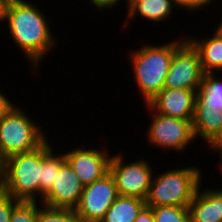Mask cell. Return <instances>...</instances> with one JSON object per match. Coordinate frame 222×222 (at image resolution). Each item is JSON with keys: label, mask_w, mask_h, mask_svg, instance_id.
<instances>
[{"label": "cell", "mask_w": 222, "mask_h": 222, "mask_svg": "<svg viewBox=\"0 0 222 222\" xmlns=\"http://www.w3.org/2000/svg\"><path fill=\"white\" fill-rule=\"evenodd\" d=\"M98 149L80 148L65 151V160L78 176L81 183L86 186L102 178L109 172L111 155L108 147ZM100 148V149H99Z\"/></svg>", "instance_id": "cell-10"}, {"label": "cell", "mask_w": 222, "mask_h": 222, "mask_svg": "<svg viewBox=\"0 0 222 222\" xmlns=\"http://www.w3.org/2000/svg\"><path fill=\"white\" fill-rule=\"evenodd\" d=\"M174 7L184 10L177 0H129L127 17L125 22L123 21L122 29L125 27L129 29L128 27L131 26L129 22L134 20L137 15L144 20L146 19L147 22L153 21L158 24L162 21L165 22L174 13Z\"/></svg>", "instance_id": "cell-15"}, {"label": "cell", "mask_w": 222, "mask_h": 222, "mask_svg": "<svg viewBox=\"0 0 222 222\" xmlns=\"http://www.w3.org/2000/svg\"><path fill=\"white\" fill-rule=\"evenodd\" d=\"M52 146L47 139L37 149L14 154L1 162L7 195L19 201H40L41 160L54 148Z\"/></svg>", "instance_id": "cell-3"}, {"label": "cell", "mask_w": 222, "mask_h": 222, "mask_svg": "<svg viewBox=\"0 0 222 222\" xmlns=\"http://www.w3.org/2000/svg\"><path fill=\"white\" fill-rule=\"evenodd\" d=\"M7 27L13 43L31 64L33 73H37L39 64L47 58L49 52L57 46L50 23L38 8L28 0H11L5 15Z\"/></svg>", "instance_id": "cell-1"}, {"label": "cell", "mask_w": 222, "mask_h": 222, "mask_svg": "<svg viewBox=\"0 0 222 222\" xmlns=\"http://www.w3.org/2000/svg\"><path fill=\"white\" fill-rule=\"evenodd\" d=\"M53 148L42 160H41V177L40 183V202L43 199L44 194L51 188L52 183L55 181L56 175L60 172L61 166L66 162L65 154L58 155Z\"/></svg>", "instance_id": "cell-19"}, {"label": "cell", "mask_w": 222, "mask_h": 222, "mask_svg": "<svg viewBox=\"0 0 222 222\" xmlns=\"http://www.w3.org/2000/svg\"><path fill=\"white\" fill-rule=\"evenodd\" d=\"M187 40L175 38L173 42L169 41L162 45H143L137 50L132 49L128 55L132 61L134 81L138 85V90L143 96L144 104L153 99L164 87L166 75L174 52Z\"/></svg>", "instance_id": "cell-2"}, {"label": "cell", "mask_w": 222, "mask_h": 222, "mask_svg": "<svg viewBox=\"0 0 222 222\" xmlns=\"http://www.w3.org/2000/svg\"><path fill=\"white\" fill-rule=\"evenodd\" d=\"M204 74L198 51L186 40L174 52L163 88L197 90Z\"/></svg>", "instance_id": "cell-9"}, {"label": "cell", "mask_w": 222, "mask_h": 222, "mask_svg": "<svg viewBox=\"0 0 222 222\" xmlns=\"http://www.w3.org/2000/svg\"><path fill=\"white\" fill-rule=\"evenodd\" d=\"M199 187L190 202L188 209L191 222H222V188ZM203 189V190H200Z\"/></svg>", "instance_id": "cell-14"}, {"label": "cell", "mask_w": 222, "mask_h": 222, "mask_svg": "<svg viewBox=\"0 0 222 222\" xmlns=\"http://www.w3.org/2000/svg\"><path fill=\"white\" fill-rule=\"evenodd\" d=\"M38 205L41 202L19 201L12 210L10 222H37Z\"/></svg>", "instance_id": "cell-22"}, {"label": "cell", "mask_w": 222, "mask_h": 222, "mask_svg": "<svg viewBox=\"0 0 222 222\" xmlns=\"http://www.w3.org/2000/svg\"><path fill=\"white\" fill-rule=\"evenodd\" d=\"M37 222H81L75 209L53 208L43 204L38 208Z\"/></svg>", "instance_id": "cell-20"}, {"label": "cell", "mask_w": 222, "mask_h": 222, "mask_svg": "<svg viewBox=\"0 0 222 222\" xmlns=\"http://www.w3.org/2000/svg\"><path fill=\"white\" fill-rule=\"evenodd\" d=\"M220 22L221 23L218 24V26L216 27V30L214 31V35L222 40V19Z\"/></svg>", "instance_id": "cell-29"}, {"label": "cell", "mask_w": 222, "mask_h": 222, "mask_svg": "<svg viewBox=\"0 0 222 222\" xmlns=\"http://www.w3.org/2000/svg\"><path fill=\"white\" fill-rule=\"evenodd\" d=\"M6 193L5 187L3 185L2 176L0 174V198Z\"/></svg>", "instance_id": "cell-30"}, {"label": "cell", "mask_w": 222, "mask_h": 222, "mask_svg": "<svg viewBox=\"0 0 222 222\" xmlns=\"http://www.w3.org/2000/svg\"><path fill=\"white\" fill-rule=\"evenodd\" d=\"M217 73H205L197 89L196 100L206 109L222 110V79L216 76Z\"/></svg>", "instance_id": "cell-18"}, {"label": "cell", "mask_w": 222, "mask_h": 222, "mask_svg": "<svg viewBox=\"0 0 222 222\" xmlns=\"http://www.w3.org/2000/svg\"><path fill=\"white\" fill-rule=\"evenodd\" d=\"M134 222H154L152 207L145 205L138 213Z\"/></svg>", "instance_id": "cell-27"}, {"label": "cell", "mask_w": 222, "mask_h": 222, "mask_svg": "<svg viewBox=\"0 0 222 222\" xmlns=\"http://www.w3.org/2000/svg\"><path fill=\"white\" fill-rule=\"evenodd\" d=\"M10 0H0V22L5 21V15Z\"/></svg>", "instance_id": "cell-28"}, {"label": "cell", "mask_w": 222, "mask_h": 222, "mask_svg": "<svg viewBox=\"0 0 222 222\" xmlns=\"http://www.w3.org/2000/svg\"><path fill=\"white\" fill-rule=\"evenodd\" d=\"M192 128L195 139L200 136L208 149L222 151V110H208L196 100Z\"/></svg>", "instance_id": "cell-13"}, {"label": "cell", "mask_w": 222, "mask_h": 222, "mask_svg": "<svg viewBox=\"0 0 222 222\" xmlns=\"http://www.w3.org/2000/svg\"><path fill=\"white\" fill-rule=\"evenodd\" d=\"M220 155H219V158H221L220 159V162L218 163L219 165H218V168H219V170L220 171H218V172H220L221 173V175H222V151L219 153Z\"/></svg>", "instance_id": "cell-31"}, {"label": "cell", "mask_w": 222, "mask_h": 222, "mask_svg": "<svg viewBox=\"0 0 222 222\" xmlns=\"http://www.w3.org/2000/svg\"><path fill=\"white\" fill-rule=\"evenodd\" d=\"M90 1L89 4H91L92 6H94V8L96 7V10H112L113 7H116V5H118V3L121 1V0H88ZM126 4H127V9H128V6H129V0H125ZM112 8V9H111Z\"/></svg>", "instance_id": "cell-25"}, {"label": "cell", "mask_w": 222, "mask_h": 222, "mask_svg": "<svg viewBox=\"0 0 222 222\" xmlns=\"http://www.w3.org/2000/svg\"><path fill=\"white\" fill-rule=\"evenodd\" d=\"M13 101L9 100L8 96L2 93L0 90V120L15 106L12 103Z\"/></svg>", "instance_id": "cell-26"}, {"label": "cell", "mask_w": 222, "mask_h": 222, "mask_svg": "<svg viewBox=\"0 0 222 222\" xmlns=\"http://www.w3.org/2000/svg\"><path fill=\"white\" fill-rule=\"evenodd\" d=\"M183 8H185L188 12H195L202 8H207L212 2L216 0H177ZM206 6V7H205Z\"/></svg>", "instance_id": "cell-24"}, {"label": "cell", "mask_w": 222, "mask_h": 222, "mask_svg": "<svg viewBox=\"0 0 222 222\" xmlns=\"http://www.w3.org/2000/svg\"><path fill=\"white\" fill-rule=\"evenodd\" d=\"M159 173L153 175L146 205L188 207L203 178L200 169L193 165Z\"/></svg>", "instance_id": "cell-4"}, {"label": "cell", "mask_w": 222, "mask_h": 222, "mask_svg": "<svg viewBox=\"0 0 222 222\" xmlns=\"http://www.w3.org/2000/svg\"><path fill=\"white\" fill-rule=\"evenodd\" d=\"M122 153L112 155L109 171L113 175L118 195L146 200L155 172L149 162L134 160L125 163Z\"/></svg>", "instance_id": "cell-7"}, {"label": "cell", "mask_w": 222, "mask_h": 222, "mask_svg": "<svg viewBox=\"0 0 222 222\" xmlns=\"http://www.w3.org/2000/svg\"><path fill=\"white\" fill-rule=\"evenodd\" d=\"M14 106L0 120V161L18 153L30 152L40 147L47 134L33 118Z\"/></svg>", "instance_id": "cell-5"}, {"label": "cell", "mask_w": 222, "mask_h": 222, "mask_svg": "<svg viewBox=\"0 0 222 222\" xmlns=\"http://www.w3.org/2000/svg\"><path fill=\"white\" fill-rule=\"evenodd\" d=\"M152 212L154 222H191L188 207L156 206Z\"/></svg>", "instance_id": "cell-21"}, {"label": "cell", "mask_w": 222, "mask_h": 222, "mask_svg": "<svg viewBox=\"0 0 222 222\" xmlns=\"http://www.w3.org/2000/svg\"><path fill=\"white\" fill-rule=\"evenodd\" d=\"M148 113L153 116L147 129V140L153 146L167 151L184 152L188 146L194 143L195 136L192 128V120H184L154 112L145 104Z\"/></svg>", "instance_id": "cell-6"}, {"label": "cell", "mask_w": 222, "mask_h": 222, "mask_svg": "<svg viewBox=\"0 0 222 222\" xmlns=\"http://www.w3.org/2000/svg\"><path fill=\"white\" fill-rule=\"evenodd\" d=\"M83 189L84 185L65 162L51 188L44 194L41 204L53 208L75 209L80 202Z\"/></svg>", "instance_id": "cell-11"}, {"label": "cell", "mask_w": 222, "mask_h": 222, "mask_svg": "<svg viewBox=\"0 0 222 222\" xmlns=\"http://www.w3.org/2000/svg\"><path fill=\"white\" fill-rule=\"evenodd\" d=\"M197 38L188 35L187 40L193 45L200 55L204 73L222 72V40L214 34L211 37ZM195 37V38H194Z\"/></svg>", "instance_id": "cell-16"}, {"label": "cell", "mask_w": 222, "mask_h": 222, "mask_svg": "<svg viewBox=\"0 0 222 222\" xmlns=\"http://www.w3.org/2000/svg\"><path fill=\"white\" fill-rule=\"evenodd\" d=\"M197 90L163 88L147 105L156 113L193 120Z\"/></svg>", "instance_id": "cell-12"}, {"label": "cell", "mask_w": 222, "mask_h": 222, "mask_svg": "<svg viewBox=\"0 0 222 222\" xmlns=\"http://www.w3.org/2000/svg\"><path fill=\"white\" fill-rule=\"evenodd\" d=\"M18 202L6 193L0 198V222H10L12 210Z\"/></svg>", "instance_id": "cell-23"}, {"label": "cell", "mask_w": 222, "mask_h": 222, "mask_svg": "<svg viewBox=\"0 0 222 222\" xmlns=\"http://www.w3.org/2000/svg\"><path fill=\"white\" fill-rule=\"evenodd\" d=\"M118 196L114 177L109 171L102 178L84 186L75 212L81 222H100Z\"/></svg>", "instance_id": "cell-8"}, {"label": "cell", "mask_w": 222, "mask_h": 222, "mask_svg": "<svg viewBox=\"0 0 222 222\" xmlns=\"http://www.w3.org/2000/svg\"><path fill=\"white\" fill-rule=\"evenodd\" d=\"M145 200L137 197L118 196L100 222H134Z\"/></svg>", "instance_id": "cell-17"}]
</instances>
